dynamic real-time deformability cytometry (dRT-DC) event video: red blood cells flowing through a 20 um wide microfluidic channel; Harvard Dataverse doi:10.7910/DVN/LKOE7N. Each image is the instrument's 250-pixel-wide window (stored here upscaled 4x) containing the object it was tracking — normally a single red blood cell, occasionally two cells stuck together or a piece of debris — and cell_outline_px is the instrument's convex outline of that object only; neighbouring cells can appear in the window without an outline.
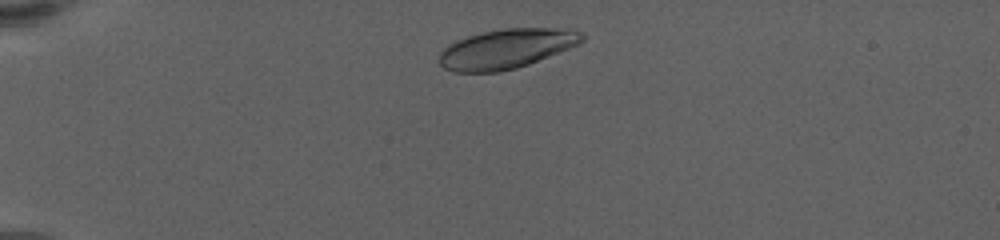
{"species": "human", "species_latin": "Homo sapiens", "temperature_condition": "warm", "stored_images_in_passage": 44, "camera_frame_rate_fps": 3000, "um_per_image_px": 0.085, "donor": {"sex": "female"}, "frame": {"image": 1, "passage_image": 6, "time_ms": 1.0, "image_size_px": [1000, 240], "cell_outline_px": [[584, 40], [580, 44], [528, 64], [516, 68], [500, 72], [452, 72], [444, 68], [440, 64], [440, 52], [448, 44], [456, 40], [480, 32], [504, 28], [572, 28], [580, 32], [584, 36]], "centroid_in_image_um": [43.05, 4.13], "position_along_channel_um": 41.9, "area_um2": 33.12}}
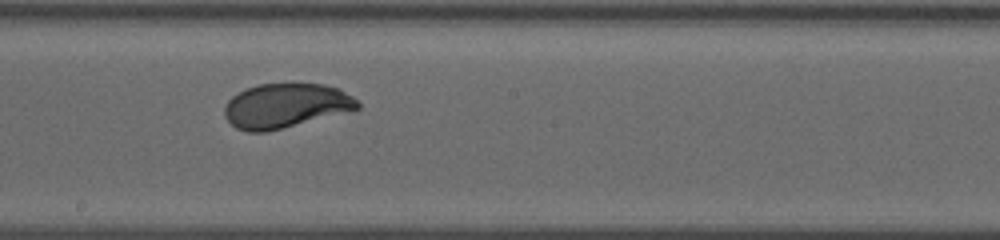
{"frame": {"image": 2, "passage_image": 25, "time_ms": 8.0, "image_size_px": [1000, 240], "cell_outline_px": [[360, 108], [264, 132], [248, 132], [236, 128], [224, 116], [224, 108], [228, 100], [232, 96], [244, 88], [256, 84], [324, 84], [340, 88], [352, 96], [360, 104]], "centroid_in_image_um": [24.24, 8.96], "position_along_channel_um": 224.0, "area_um2": 34.1}}
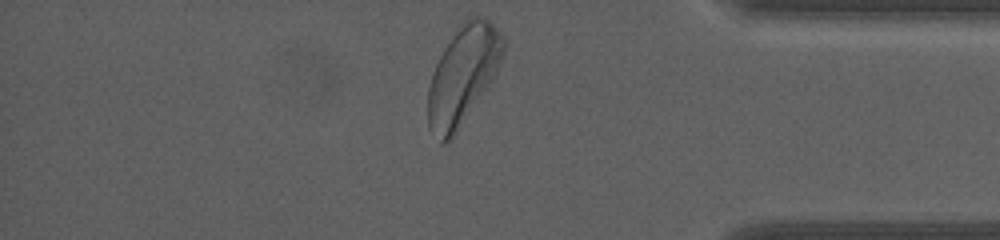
{"frame": {"image": 3, "passage_image": 44, "time_ms": 13.667, "image_size_px": [1000, 240], "cell_outline_px": [[504, 56], [488, 88], [452, 140], [444, 144], [440, 144], [428, 128], [428, 88], [432, 72], [444, 48], [456, 28], [468, 16], [484, 16], [500, 32], [504, 40]], "centroid_in_image_um": [39.34, 6.42], "position_along_channel_um": 395.9, "area_um2": 43.75}, "authors_computed_cell_mechanics": {"area_um2": 35.0846, "velocity_mm_per_s": 3.3517, "shape_relaxation_time_tau1_ms": 3.4635, "shape_relaxation_time_tau2_ms": null, "deformation_change_tau1": 0.1705, "deformation_change_tau2": null}}